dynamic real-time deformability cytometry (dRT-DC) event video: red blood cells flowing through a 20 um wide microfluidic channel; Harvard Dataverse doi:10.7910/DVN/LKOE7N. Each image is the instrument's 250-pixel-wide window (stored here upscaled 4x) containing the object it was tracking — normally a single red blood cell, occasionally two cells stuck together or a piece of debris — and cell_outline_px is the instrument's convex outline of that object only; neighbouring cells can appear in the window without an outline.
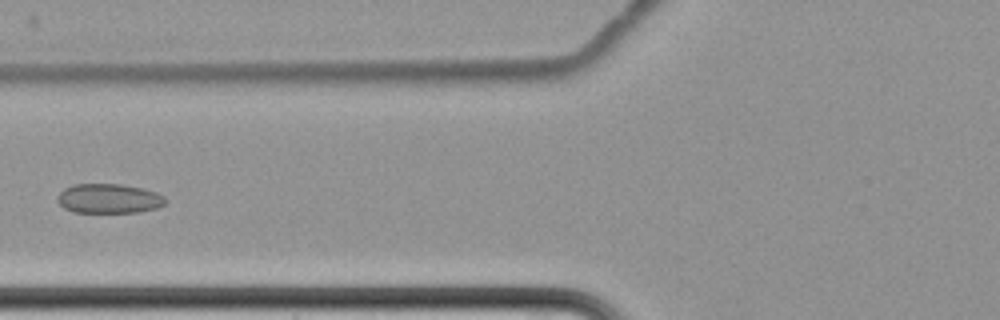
{"species": "common noctule bat (a hibernating species)", "species_latin": "Nyctalus noctula", "temperature_condition": "cold", "stored_images_in_passage": 5, "camera_frame_rate_fps": 3000, "um_per_image_px": 0.085, "animal": {"sex": "female", "body_mass_g": 22.7, "forearm_length_mm": 54.2}, "frame": {"image": 1, "passage_image": 5, "time_ms": 4.667, "image_size_px": [1000, 320], "cell_outline_px": [[168, 200], [164, 204], [156, 208], [140, 212], [72, 212], [64, 208], [56, 200], [56, 196], [64, 188], [72, 184], [120, 184], [140, 188], [156, 192], [164, 196]], "centroid_in_image_um": [9.23, 16.88], "position_along_channel_um": 116.6, "area_um2": 18.67}}